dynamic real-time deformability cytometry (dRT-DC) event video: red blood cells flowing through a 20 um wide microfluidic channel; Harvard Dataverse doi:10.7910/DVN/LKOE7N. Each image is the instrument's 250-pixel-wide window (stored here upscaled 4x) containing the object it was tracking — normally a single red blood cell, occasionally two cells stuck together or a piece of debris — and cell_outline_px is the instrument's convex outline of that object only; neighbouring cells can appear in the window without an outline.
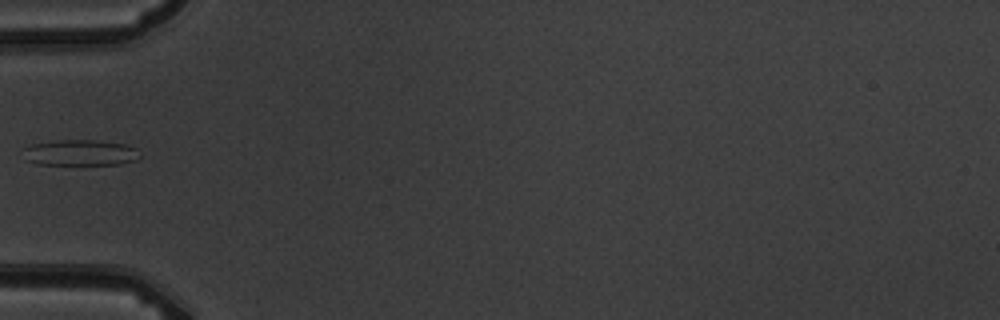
{"species": "common noctule bat (a hibernating species)", "species_latin": "Nyctalus noctula", "temperature_condition": "warm", "stored_images_in_passage": 6, "camera_frame_rate_fps": 3000, "um_per_image_px": 0.085, "animal": {"sex": "male", "body_mass_g": 19.5, "forearm_length_mm": 54.6}, "frame": {"image": 1, "passage_image": 6, "time_ms": 5.667, "image_size_px": [1000, 320], "cell_outline_px": [[140, 156], [136, 160], [120, 164], [36, 164], [24, 160], [24, 148], [32, 144], [56, 140], [96, 140], [128, 144], [136, 148]], "centroid_in_image_um": [6.82, 12.97], "position_along_channel_um": 78.2, "area_um2": 17.69}}